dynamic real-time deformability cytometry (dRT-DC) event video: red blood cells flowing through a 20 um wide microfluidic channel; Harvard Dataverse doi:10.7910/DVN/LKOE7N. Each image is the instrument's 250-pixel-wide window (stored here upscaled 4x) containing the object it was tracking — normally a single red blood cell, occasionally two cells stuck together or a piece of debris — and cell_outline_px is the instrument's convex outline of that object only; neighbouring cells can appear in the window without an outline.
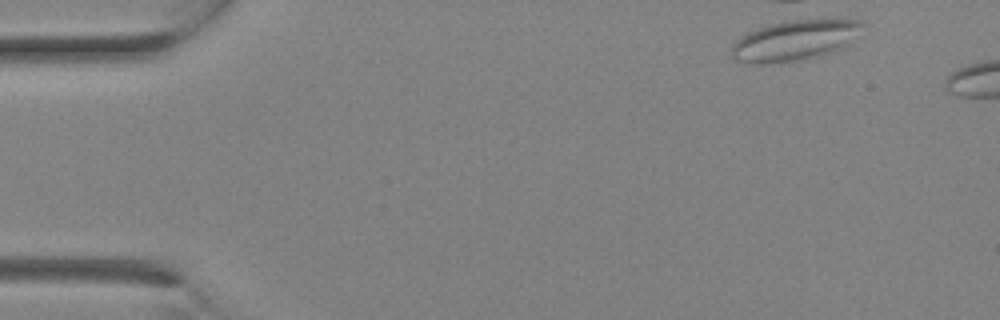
{"species": "Egyptian fruit bat (a non-hibernating species)", "species_latin": "Rousettus aegyptiacus", "temperature_condition": "room temperature", "stored_images_in_passage": 1, "camera_frame_rate_fps": 3000, "um_per_image_px": 0.085, "animal": {"sex": "female"}, "frame": {"image": 1, "passage_image": 1, "time_ms": 0.0, "image_size_px": [1000, 320], "cell_outline_px": [[860, 24], [848, 44], [832, 52], [792, 60], [764, 64], [756, 64], [736, 60], [732, 56], [732, 44], [740, 36], [756, 28], [800, 16], [860, 20]], "centroid_in_image_um": [67.48, 3.37], "position_along_channel_um": 17.5, "area_um2": 30.75}}